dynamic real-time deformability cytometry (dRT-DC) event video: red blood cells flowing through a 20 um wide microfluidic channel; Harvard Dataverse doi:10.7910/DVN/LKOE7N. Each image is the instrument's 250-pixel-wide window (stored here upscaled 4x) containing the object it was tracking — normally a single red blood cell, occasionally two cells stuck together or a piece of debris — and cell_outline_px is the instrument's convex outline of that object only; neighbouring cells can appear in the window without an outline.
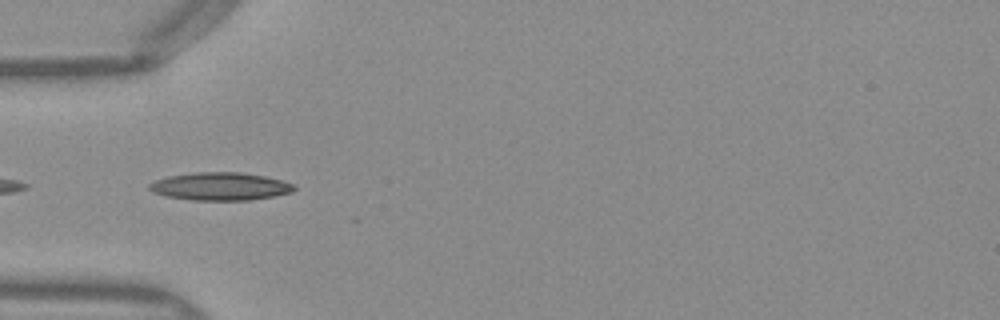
{"species": "Egyptian fruit bat (a non-hibernating species)", "species_latin": "Rousettus aegyptiacus", "temperature_condition": "warm", "stored_images_in_passage": 35, "camera_frame_rate_fps": 3000, "um_per_image_px": 0.085, "frame": {"image": 1, "passage_image": 1, "time_ms": 0.0, "image_size_px": [1000, 320], "cell_outline_px": [[296, 188], [292, 192], [272, 196], [248, 200], [192, 200], [168, 196], [152, 192], [148, 188], [148, 184], [156, 180], [168, 176], [196, 172], [240, 172], [264, 176], [280, 180], [292, 184]], "centroid_in_image_um": [18.69, 15.84], "position_along_channel_um": 66.3, "area_um2": 23.29}}
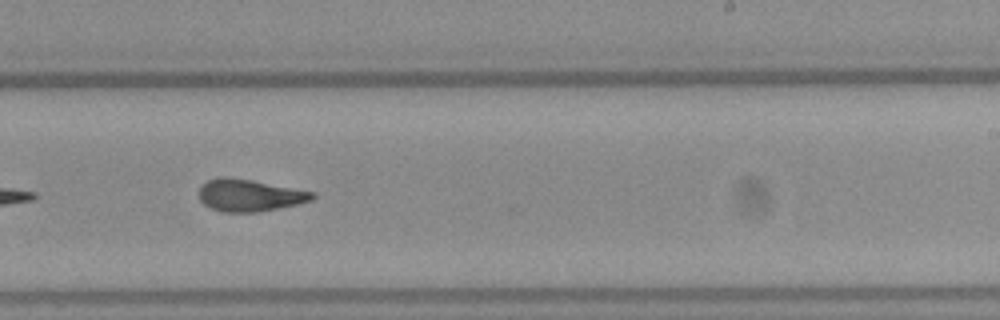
{"frame": {"image": 2, "passage_image": 16, "time_ms": 5.0, "image_size_px": [1000, 320], "cell_outline_px": [[316, 196], [312, 200], [296, 204], [256, 212], [224, 212], [212, 208], [204, 204], [200, 200], [200, 184], [208, 180], [220, 176], [224, 176], [252, 180], [312, 192]], "centroid_in_image_um": [21.16, 16.59], "position_along_channel_um": 267.8, "area_um2": 20.87}}
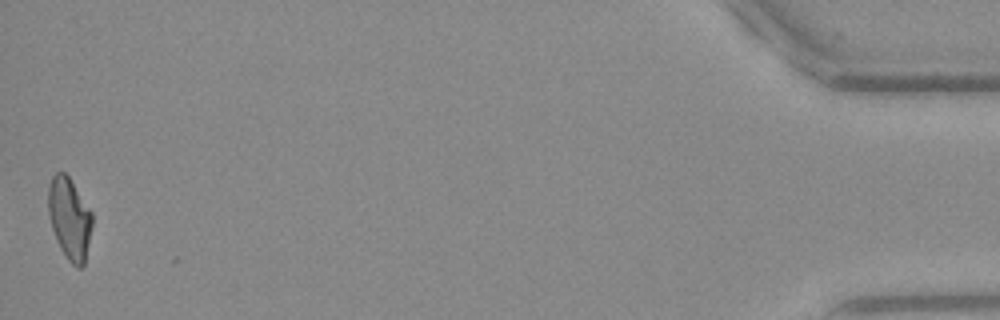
{"frame": {"image": 3, "passage_image": 35, "time_ms": 11.333, "image_size_px": [1000, 320], "cell_outline_px": [[92, 228], [84, 264], [80, 268], [76, 268], [68, 260], [60, 248], [52, 228], [48, 212], [48, 188], [52, 176], [56, 172], [64, 172], [68, 176], [92, 212]], "centroid_in_image_um": [5.91, 18.58], "position_along_channel_um": 429.3, "area_um2": 20.81}, "authors_computed_cell_mechanics": {"area_um2": 20.9814, "velocity_mm_per_s": 4.0334, "shape_relaxation_time_tau1_ms": 8.8202, "shape_relaxation_time_tau2_ms": 1.0958, "deformation_change_tau1": 0.2656, "deformation_change_tau2": 0.0922}}